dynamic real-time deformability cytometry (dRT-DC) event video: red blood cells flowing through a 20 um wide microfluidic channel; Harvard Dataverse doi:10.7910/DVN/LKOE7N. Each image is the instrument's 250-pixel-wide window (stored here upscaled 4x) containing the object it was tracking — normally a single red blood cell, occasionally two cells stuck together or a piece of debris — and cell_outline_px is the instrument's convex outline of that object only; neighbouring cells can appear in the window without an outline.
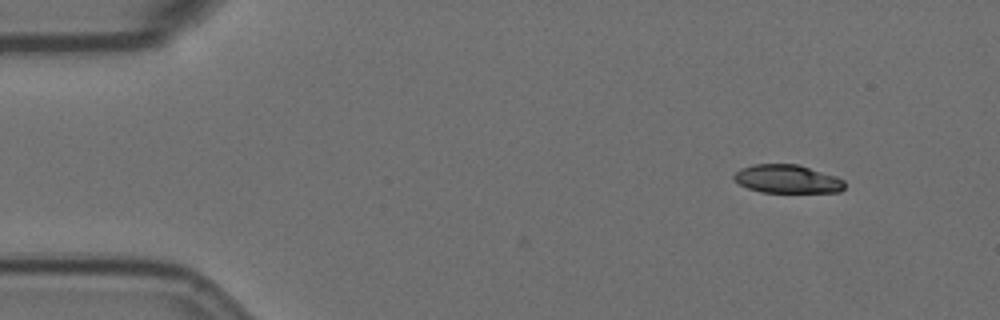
{"species": "Egyptian fruit bat (a non-hibernating species)", "species_latin": "Rousettus aegyptiacus", "temperature_condition": "room temperature", "stored_images_in_passage": 52, "camera_frame_rate_fps": 3000, "um_per_image_px": 0.085, "animal": {"sex": "female"}, "frame": {"image": 1, "passage_image": 1, "time_ms": 0.0, "image_size_px": [1000, 320], "cell_outline_px": [[844, 188], [840, 192], [760, 192], [748, 188], [740, 184], [732, 176], [740, 168], [752, 164], [796, 164], [836, 176], [844, 180]], "centroid_in_image_um": [66.91, 15.21], "position_along_channel_um": 18.1, "area_um2": 18.21}}
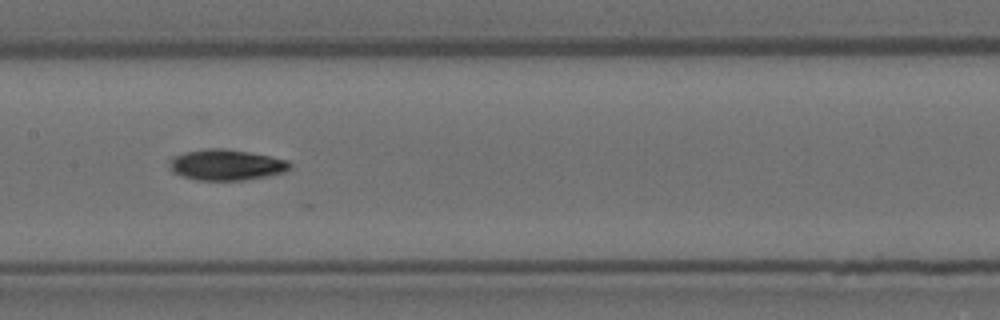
{"frame": {"image": 2, "passage_image": 23, "time_ms": 7.333, "image_size_px": [1000, 320], "cell_outline_px": [[292, 168], [284, 172], [268, 176], [244, 180], [196, 180], [172, 172], [172, 160], [176, 156], [184, 152], [204, 148], [224, 148], [248, 152], [288, 160], [292, 164]], "centroid_in_image_um": [19.29, 14.01], "position_along_channel_um": 188.1, "area_um2": 21.44}}
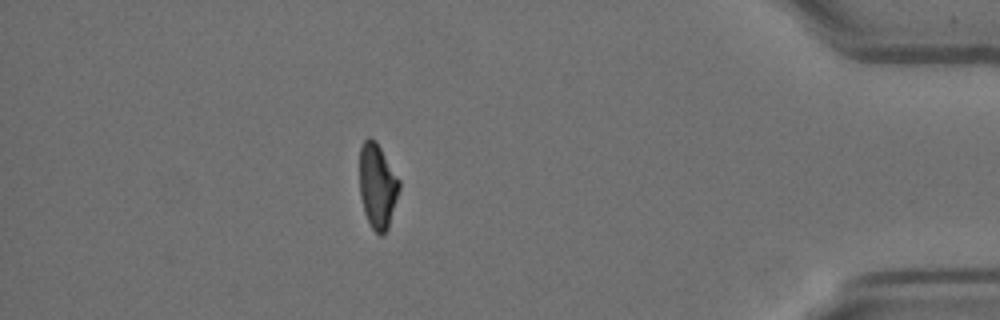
{"frame": {"image": 3, "passage_image": 45, "time_ms": 14.667, "image_size_px": [1000, 320], "cell_outline_px": [[400, 188], [388, 228], [384, 236], [380, 236], [372, 228], [364, 212], [360, 196], [360, 148], [364, 140], [368, 136], [376, 140], [400, 180]], "centroid_in_image_um": [32.09, 15.8], "position_along_channel_um": 403.1, "area_um2": 19.71}, "authors_computed_cell_mechanics": {"area_um2": 20.6057, "velocity_mm_per_s": 3.5712, "shape_relaxation_time_tau1_ms": 7.7906, "shape_relaxation_time_tau2_ms": 5.9131, "deformation_change_tau1": 0.2079, "deformation_change_tau2": 0.1011}}